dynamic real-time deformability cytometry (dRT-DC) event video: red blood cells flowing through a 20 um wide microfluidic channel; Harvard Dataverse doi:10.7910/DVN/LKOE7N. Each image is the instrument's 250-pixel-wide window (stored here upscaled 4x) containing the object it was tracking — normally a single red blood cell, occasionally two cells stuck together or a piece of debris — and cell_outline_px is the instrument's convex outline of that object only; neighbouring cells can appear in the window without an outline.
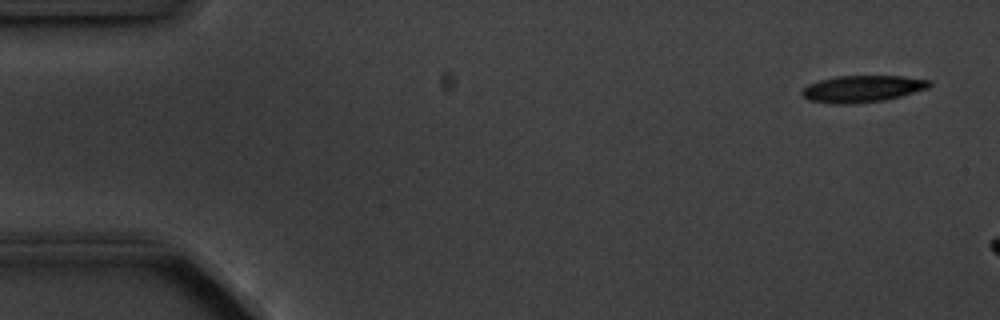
{"species": "common noctule bat (a hibernating species)", "species_latin": "Nyctalus noctula", "temperature_condition": "cold", "stored_images_in_passage": 4, "camera_frame_rate_fps": 3000, "um_per_image_px": 0.085, "animal": {"sex": "male", "body_mass_g": 20.1, "forearm_length_mm": 53.5}, "frame": {"image": 1, "passage_image": 1, "time_ms": 0.0, "image_size_px": [1000, 320], "cell_outline_px": [[932, 84], [928, 88], [900, 96], [884, 100], [852, 104], [836, 104], [808, 100], [800, 92], [808, 84], [820, 80], [836, 76], [904, 76], [932, 80]], "centroid_in_image_um": [73.31, 7.54], "position_along_channel_um": 11.7, "area_um2": 19.88}}